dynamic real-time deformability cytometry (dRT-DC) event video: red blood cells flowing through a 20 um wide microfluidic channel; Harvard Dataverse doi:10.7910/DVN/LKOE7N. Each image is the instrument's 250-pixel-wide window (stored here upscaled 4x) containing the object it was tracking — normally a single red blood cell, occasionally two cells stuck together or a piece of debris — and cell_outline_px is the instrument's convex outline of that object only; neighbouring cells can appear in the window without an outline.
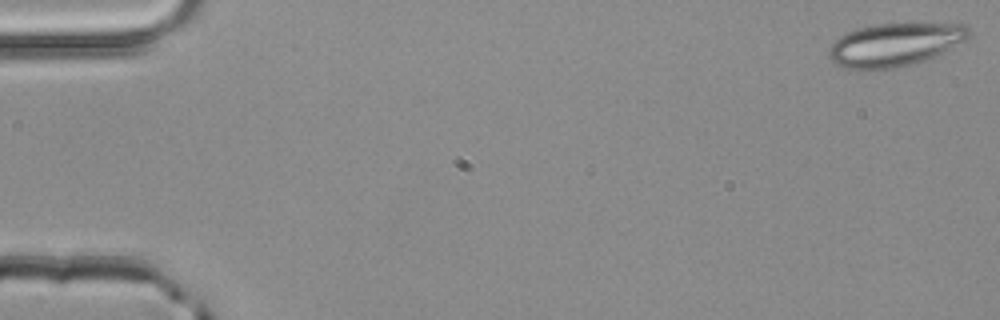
{"species": "common noctule bat (a hibernating species)", "species_latin": "Nyctalus noctula", "temperature_condition": "room temperature", "stored_images_in_passage": 51, "camera_frame_rate_fps": 3000, "um_per_image_px": 0.085, "animal": {"sex": "male", "body_mass_g": 20.4}, "frame": {"image": 1, "passage_image": 1, "time_ms": 0.0, "image_size_px": [1000, 320], "cell_outline_px": [[972, 36], [936, 56], [924, 60], [896, 68], [848, 68], [836, 64], [828, 56], [828, 48], [840, 36], [856, 28], [872, 24], [968, 24]], "centroid_in_image_um": [76.08, 3.77], "position_along_channel_um": 8.9, "area_um2": 34.85}}
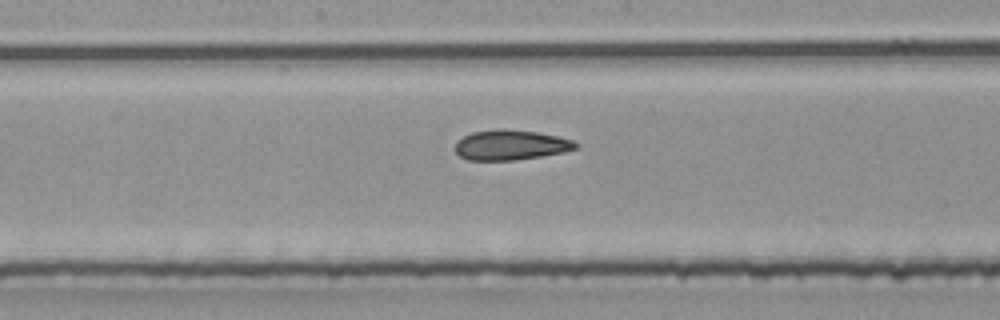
{"frame": {"image": 2, "passage_image": 27, "time_ms": 8.667, "image_size_px": [1000, 320], "cell_outline_px": [[580, 144], [576, 148], [564, 152], [540, 156], [512, 160], [468, 160], [460, 156], [456, 152], [456, 140], [472, 132], [536, 132], [556, 136], [572, 140]], "centroid_in_image_um": [43.42, 12.37], "position_along_channel_um": 204.8, "area_um2": 20.06}}
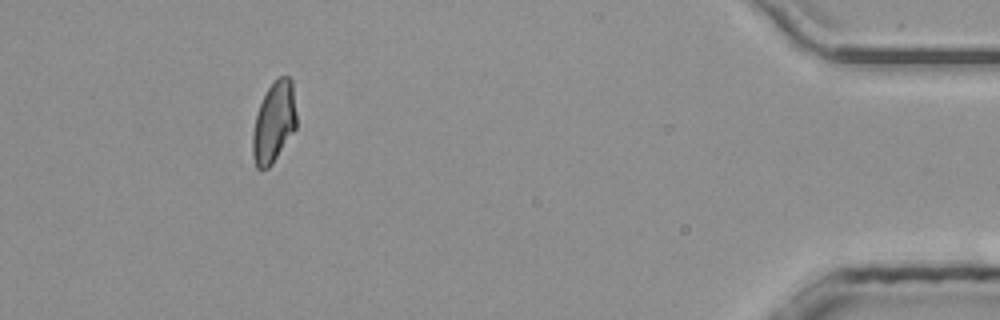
{"frame": {"image": 3, "passage_image": 47, "time_ms": 15.333, "image_size_px": [1000, 320], "cell_outline_px": [[296, 128], [272, 164], [268, 168], [256, 168], [252, 152], [252, 132], [256, 116], [260, 104], [268, 88], [280, 76], [288, 76], [292, 80], [296, 112]], "centroid_in_image_um": [23.28, 10.4], "position_along_channel_um": 411.9, "area_um2": 20.46}, "authors_computed_cell_mechanics": {"area_um2": 21.4438, "velocity_mm_per_s": 4.0642, "shape_relaxation_time_tau1_ms": null, "shape_relaxation_time_tau2_ms": 3.1976, "deformation_change_tau1": null, "deformation_change_tau2": 0.1009}}